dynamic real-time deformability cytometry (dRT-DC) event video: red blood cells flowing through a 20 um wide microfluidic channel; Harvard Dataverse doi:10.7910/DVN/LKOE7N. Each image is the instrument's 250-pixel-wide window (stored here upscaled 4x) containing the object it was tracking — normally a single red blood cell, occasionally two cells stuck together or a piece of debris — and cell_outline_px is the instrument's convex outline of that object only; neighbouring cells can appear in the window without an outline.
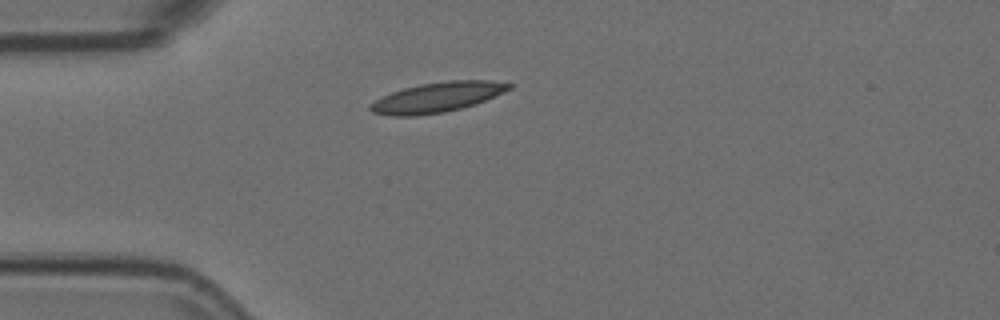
{"species": "Egyptian fruit bat (a non-hibernating species)", "species_latin": "Rousettus aegyptiacus", "temperature_condition": "room temperature", "stored_images_in_passage": 1, "camera_frame_rate_fps": 3000, "um_per_image_px": 0.085, "animal": {"sex": "female"}, "frame": {"image": 1, "passage_image": 1, "time_ms": 0.0, "image_size_px": [1000, 320], "cell_outline_px": [[516, 84], [512, 88], [476, 104], [444, 112], [416, 116], [392, 116], [372, 112], [368, 108], [368, 104], [392, 92], [404, 88], [420, 84], [448, 80], [492, 80]], "centroid_in_image_um": [37.18, 8.26], "position_along_channel_um": 47.8, "area_um2": 24.28}}